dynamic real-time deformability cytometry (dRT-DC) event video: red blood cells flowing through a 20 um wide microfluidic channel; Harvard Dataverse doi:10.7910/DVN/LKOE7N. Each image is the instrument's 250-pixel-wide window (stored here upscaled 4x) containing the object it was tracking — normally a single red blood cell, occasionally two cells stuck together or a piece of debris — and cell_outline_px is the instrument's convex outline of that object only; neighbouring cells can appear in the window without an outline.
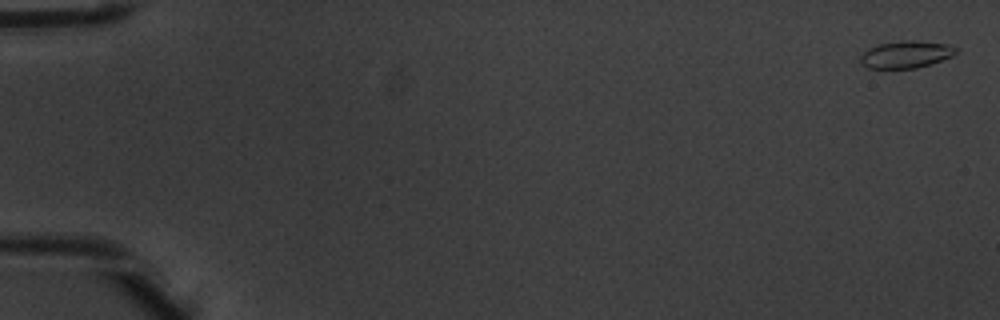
{"species": "common noctule bat (a hibernating species)", "species_latin": "Nyctalus noctula", "temperature_condition": "warm", "stored_images_in_passage": 8, "camera_frame_rate_fps": 3000, "um_per_image_px": 0.085, "animal": {"sex": "male", "body_mass_g": 20.1, "forearm_length_mm": 53.5}, "frame": {"image": 1, "passage_image": 1, "time_ms": 0.0, "image_size_px": [1000, 320], "cell_outline_px": [[956, 52], [952, 56], [916, 68], [868, 68], [860, 64], [860, 56], [868, 48], [880, 44], [900, 40], [912, 40], [948, 44], [956, 48]], "centroid_in_image_um": [76.96, 4.62], "position_along_channel_um": 8.0, "area_um2": 14.97}}
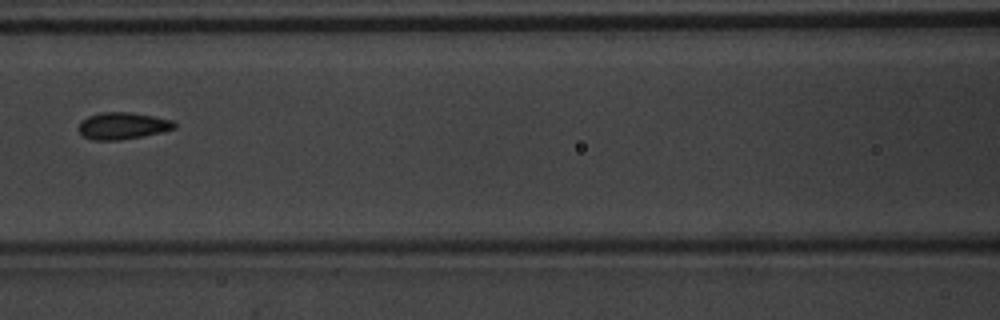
{"frame": {"image": 2, "passage_image": 7, "time_ms": 2.0, "image_size_px": [1000, 320], "cell_outline_px": [[176, 128], [160, 132], [120, 140], [92, 140], [84, 136], [80, 132], [80, 120], [88, 116], [100, 112], [128, 112], [152, 116], [172, 120], [176, 124]], "centroid_in_image_um": [10.4, 10.68], "position_along_channel_um": 156.2, "area_um2": 14.8}}
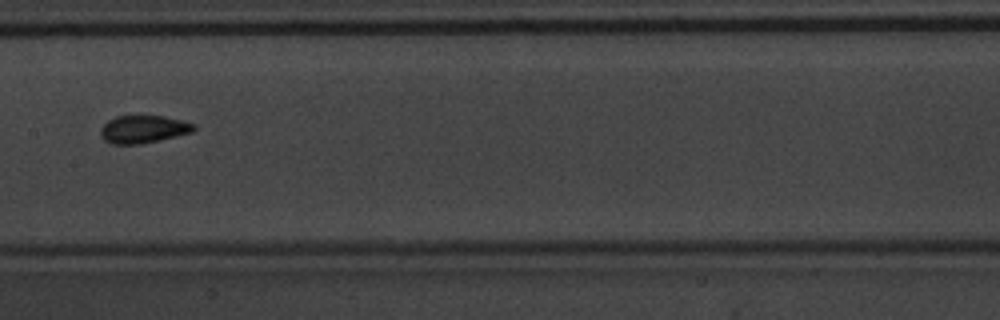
{"frame": {"image": 3, "passage_image": 8, "time_ms": 2.333, "image_size_px": [1000, 320], "cell_outline_px": [[196, 128], [192, 132], [160, 140], [140, 144], [112, 144], [104, 140], [100, 132], [100, 128], [108, 120], [116, 116], [164, 116], [196, 124]], "centroid_in_image_um": [12.18, 10.98], "position_along_channel_um": 195.2, "area_um2": 15.03}}